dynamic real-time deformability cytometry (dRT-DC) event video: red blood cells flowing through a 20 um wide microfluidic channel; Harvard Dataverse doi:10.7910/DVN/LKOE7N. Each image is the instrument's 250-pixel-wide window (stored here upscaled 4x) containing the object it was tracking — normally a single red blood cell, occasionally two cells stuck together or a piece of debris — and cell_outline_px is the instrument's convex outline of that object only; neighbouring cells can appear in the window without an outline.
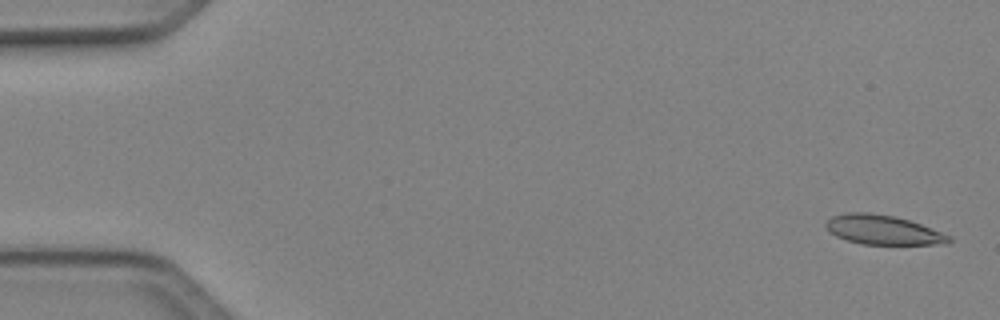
{"species": "Egyptian fruit bat (a non-hibernating species)", "species_latin": "Rousettus aegyptiacus", "temperature_condition": "cold", "stored_images_in_passage": 50, "camera_frame_rate_fps": 3000, "um_per_image_px": 0.085, "animal": {"sex": "female"}, "frame": {"image": 1, "passage_image": 2, "time_ms": 0.333, "image_size_px": [1000, 320], "cell_outline_px": [[952, 240], [948, 244], [864, 244], [848, 240], [836, 236], [828, 232], [824, 228], [824, 224], [832, 216], [848, 212], [868, 212], [896, 216], [920, 224], [952, 236]], "centroid_in_image_um": [75.03, 19.53], "position_along_channel_um": 10.0, "area_um2": 21.15}}
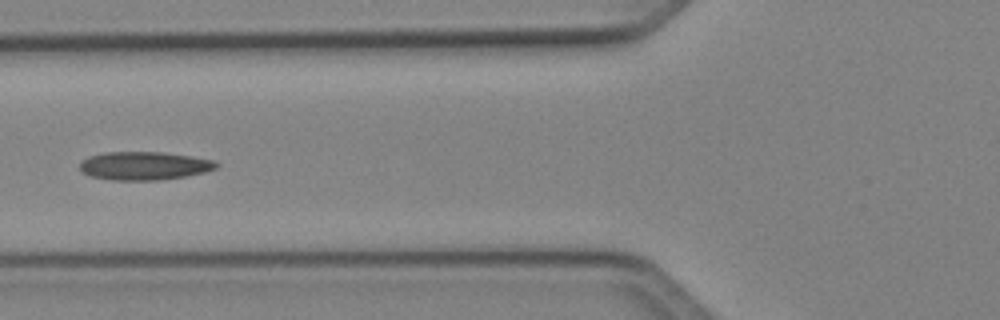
{"frame": {"image": 2, "passage_image": 20, "time_ms": 6.333, "image_size_px": [1000, 320], "cell_outline_px": [[220, 164], [216, 168], [204, 172], [184, 176], [156, 180], [112, 180], [88, 176], [80, 168], [80, 164], [88, 156], [104, 152], [164, 152], [192, 156], [216, 160]], "centroid_in_image_um": [12.27, 14.08], "position_along_channel_um": 113.5, "area_um2": 22.54}}
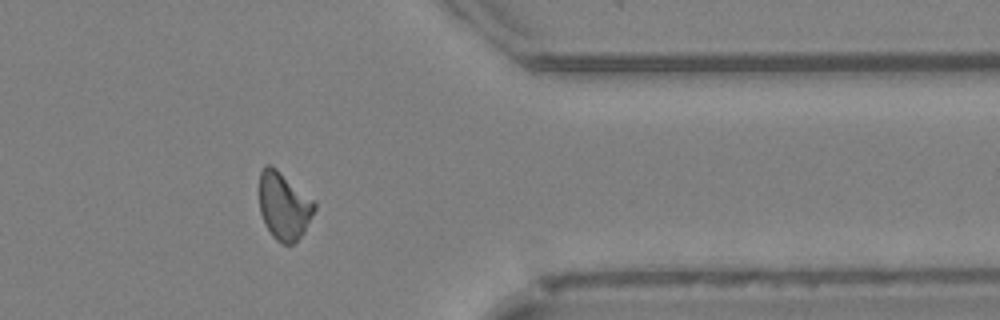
{"frame": {"image": 3, "passage_image": 41, "time_ms": 13.333, "image_size_px": [1000, 320], "cell_outline_px": [[316, 208], [304, 232], [292, 244], [280, 244], [272, 236], [260, 212], [260, 172], [268, 164], [272, 164], [312, 200], [316, 204]], "centroid_in_image_um": [24.12, 17.52], "position_along_channel_um": 387.3, "area_um2": 21.27}, "authors_computed_cell_mechanics": {"area_um2": 21.5594, "velocity_mm_per_s": 4.106, "shape_relaxation_time_tau1_ms": null, "shape_relaxation_time_tau2_ms": 4.1633, "deformation_change_tau1": null, "deformation_change_tau2": 0.1165}}